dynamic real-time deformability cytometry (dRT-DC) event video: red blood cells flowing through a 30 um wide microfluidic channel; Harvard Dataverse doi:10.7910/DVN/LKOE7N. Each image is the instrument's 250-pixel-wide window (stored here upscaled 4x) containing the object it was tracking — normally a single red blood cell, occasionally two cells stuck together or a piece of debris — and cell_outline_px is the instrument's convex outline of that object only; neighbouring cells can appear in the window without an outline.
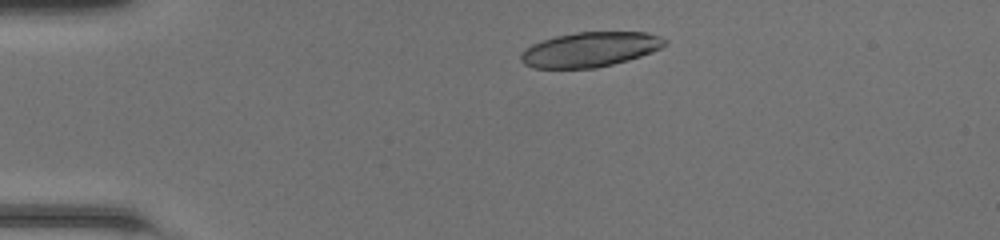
{"species": "common noctule bat (a hibernating species)", "species_latin": "Nyctalus noctula", "temperature_condition": "room temperature", "stored_images_in_passage": 39, "segment_of_instrument_passage": [1, 2], "camera_frame_rate_fps": 3000, "um_per_image_px": 0.085, "animal": {"sex": "female", "body_mass_g": 20.0, "forearm_length_mm": 54.0}, "frame": {"image": 1, "passage_image": 1, "time_ms": 0.0, "image_size_px": [1000, 240], "cell_outline_px": [[668, 44], [652, 52], [628, 60], [596, 68], [532, 68], [524, 64], [520, 60], [520, 56], [524, 48], [532, 44], [556, 36], [576, 32], [648, 32], [660, 36], [668, 40]], "centroid_in_image_um": [50.16, 4.2], "position_along_channel_um": 34.8, "area_um2": 29.3}}